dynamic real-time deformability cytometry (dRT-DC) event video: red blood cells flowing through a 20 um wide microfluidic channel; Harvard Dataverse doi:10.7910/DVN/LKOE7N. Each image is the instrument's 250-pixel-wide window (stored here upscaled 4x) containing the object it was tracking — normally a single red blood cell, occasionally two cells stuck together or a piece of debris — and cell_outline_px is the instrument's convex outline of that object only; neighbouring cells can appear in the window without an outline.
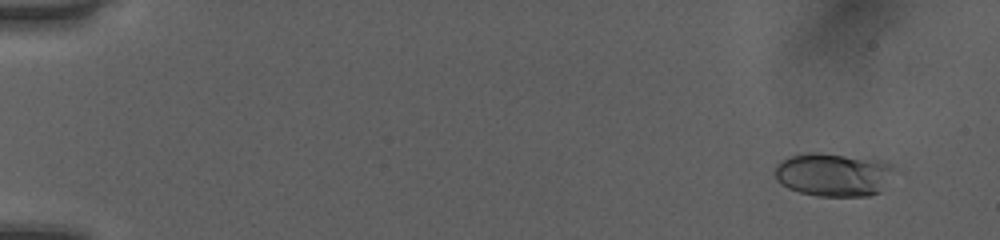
{"species": "human", "species_latin": "Homo sapiens", "temperature_condition": "room temperature", "stored_images_in_passage": 52, "camera_frame_rate_fps": 3000, "um_per_image_px": 0.085, "donor": {"sex": "female"}, "frame": {"image": 1, "passage_image": 4, "time_ms": 1.0, "image_size_px": [1000, 240], "cell_outline_px": [[900, 172], [880, 192], [868, 196], [816, 196], [800, 192], [788, 188], [780, 184], [776, 180], [772, 172], [776, 164], [780, 160], [788, 156], [808, 152], [816, 152], [884, 160], [892, 164]], "centroid_in_image_um": [70.89, 14.83], "position_along_channel_um": 14.1, "area_um2": 31.33}}
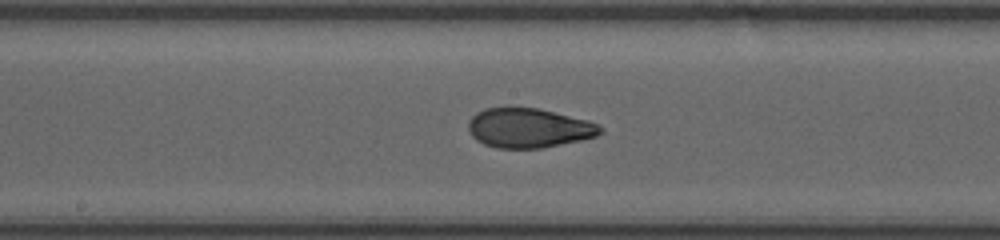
{"frame": {"image": 2, "passage_image": 29, "time_ms": 9.333, "image_size_px": [1000, 240], "cell_outline_px": [[604, 132], [596, 136], [580, 140], [540, 148], [496, 148], [484, 144], [476, 140], [472, 136], [468, 128], [468, 120], [476, 112], [484, 108], [540, 108], [588, 120], [600, 124], [604, 128]], "centroid_in_image_um": [44.96, 10.87], "position_along_channel_um": 203.2, "area_um2": 30.52}}
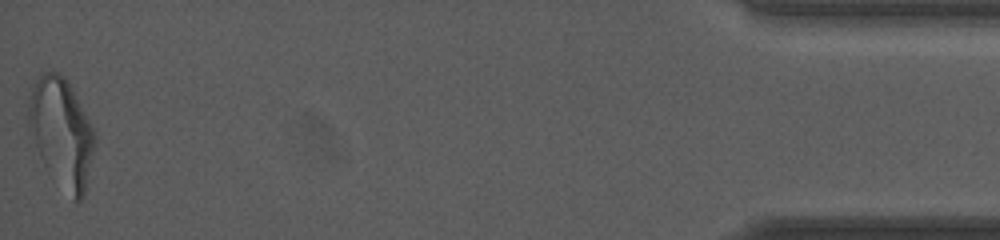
{"frame": {"image": 3, "passage_image": 52, "time_ms": 17.0, "image_size_px": [1000, 240], "cell_outline_px": [[96, 140], [84, 196], [80, 200], [72, 200], [40, 156], [28, 124], [28, 104], [32, 88], [40, 72], [60, 72], [68, 80], [96, 132]], "centroid_in_image_um": [5.26, 11.21], "position_along_channel_um": 429.9, "area_um2": 41.5}, "authors_computed_cell_mechanics": {"area_um2": 30.5184, "velocity_mm_per_s": 4.065, "shape_relaxation_time_tau1_ms": 5.1378, "shape_relaxation_time_tau2_ms": 1.2421, "deformation_change_tau1": 0.1984, "deformation_change_tau2": 0.0728}}